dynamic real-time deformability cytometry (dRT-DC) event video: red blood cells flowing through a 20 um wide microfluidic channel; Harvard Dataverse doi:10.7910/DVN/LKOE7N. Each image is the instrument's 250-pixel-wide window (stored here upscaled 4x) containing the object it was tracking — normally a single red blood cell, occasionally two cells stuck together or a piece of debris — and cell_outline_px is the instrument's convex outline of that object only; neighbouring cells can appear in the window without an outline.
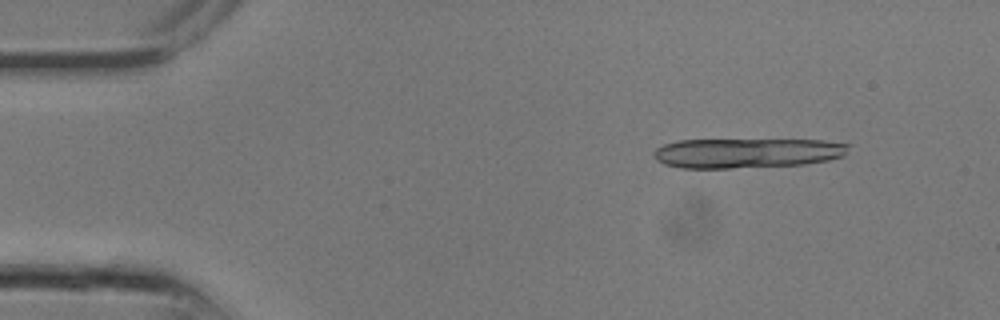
{"species": "common noctule bat (a hibernating species)", "species_latin": "Nyctalus noctula", "temperature_condition": "room temperature", "stored_images_in_passage": 7, "camera_frame_rate_fps": 3000, "um_per_image_px": 0.085, "animal": {"sex": "male", "body_mass_g": 13.3}, "frame": {"image": 1, "passage_image": 1, "time_ms": 0.0, "image_size_px": [1000, 320], "cell_outline_px": [[848, 144], [844, 156], [828, 160], [804, 164], [728, 168], [680, 168], [664, 164], [656, 160], [652, 156], [652, 152], [656, 148], [664, 144], [680, 140], [824, 140]], "centroid_in_image_um": [63.43, 13.01], "position_along_channel_um": 21.6, "area_um2": 33.76}}